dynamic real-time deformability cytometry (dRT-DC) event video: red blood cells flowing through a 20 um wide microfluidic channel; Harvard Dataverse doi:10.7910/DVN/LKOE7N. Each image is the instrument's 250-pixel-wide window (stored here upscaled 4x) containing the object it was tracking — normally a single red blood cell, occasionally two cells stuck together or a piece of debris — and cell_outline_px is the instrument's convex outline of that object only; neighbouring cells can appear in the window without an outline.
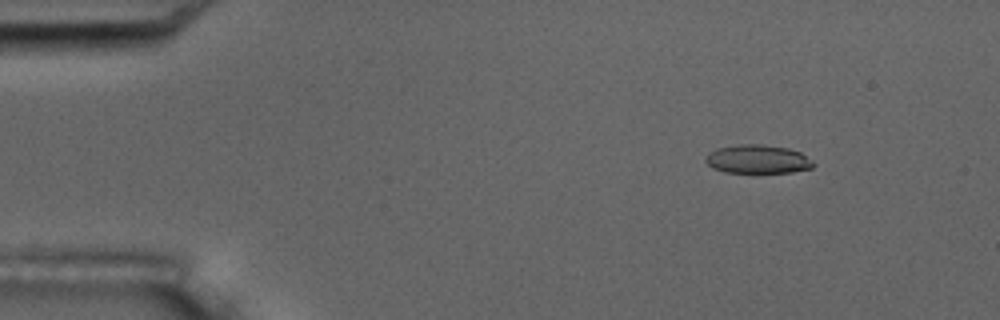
{"species": "common noctule bat (a hibernating species)", "species_latin": "Nyctalus noctula", "temperature_condition": "room temperature", "stored_images_in_passage": 5, "camera_frame_rate_fps": 3000, "um_per_image_px": 0.085, "animal": {"sex": "male", "body_mass_g": 17.5, "forearm_length_mm": 52.3}, "frame": {"image": 1, "passage_image": 1, "time_ms": 0.0, "image_size_px": [1000, 320], "cell_outline_px": [[812, 168], [792, 172], [724, 172], [712, 168], [704, 160], [716, 148], [736, 144], [760, 144], [788, 148], [800, 152], [812, 160]], "centroid_in_image_um": [64.39, 13.52], "position_along_channel_um": 20.6, "area_um2": 17.8}}
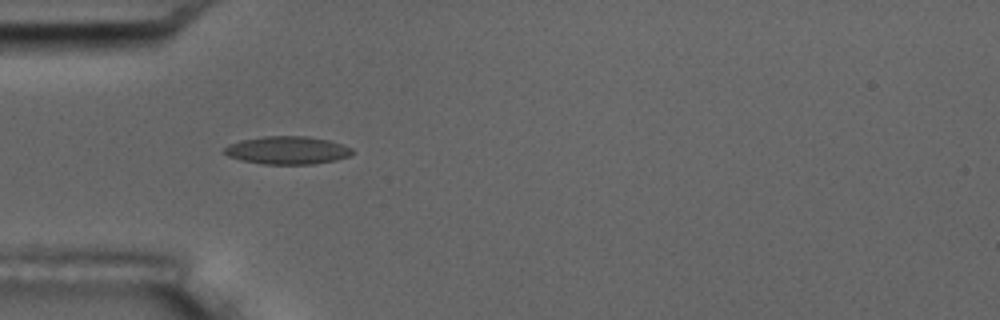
{"frame": {"image": 2, "passage_image": 4, "time_ms": 3.333, "image_size_px": [1000, 320], "cell_outline_px": [[352, 152], [348, 156], [336, 160], [312, 164], [264, 164], [240, 160], [228, 156], [224, 152], [224, 148], [228, 144], [240, 140], [264, 136], [304, 136], [328, 140], [344, 144], [352, 148]], "centroid_in_image_um": [24.4, 12.77], "position_along_channel_um": 60.6, "area_um2": 20.81}}